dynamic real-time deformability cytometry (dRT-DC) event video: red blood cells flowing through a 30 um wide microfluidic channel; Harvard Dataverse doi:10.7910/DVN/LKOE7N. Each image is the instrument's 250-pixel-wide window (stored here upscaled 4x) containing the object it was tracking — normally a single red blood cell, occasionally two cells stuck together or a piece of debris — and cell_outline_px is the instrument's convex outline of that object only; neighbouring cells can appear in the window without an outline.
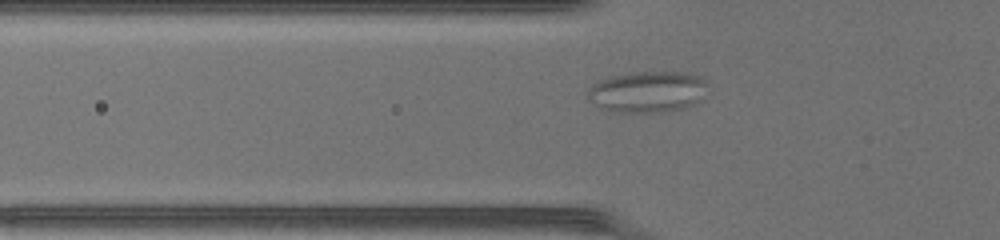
{"species": "common noctule bat (a hibernating species)", "species_latin": "Nyctalus noctula", "temperature_condition": "warm", "stored_images_in_passage": 37, "camera_frame_rate_fps": 3000, "um_per_image_px": 0.085, "animal": {"sex": "female", "body_mass_g": 17.0, "forearm_length_mm": 48.0}, "frame": {"image": 1, "passage_image": 10, "time_ms": 3.0, "image_size_px": [1000, 240], "cell_outline_px": [[704, 84], [700, 100], [696, 104], [684, 108], [664, 112], [616, 112], [600, 108], [588, 100], [588, 88], [596, 80], [608, 76], [628, 72], [688, 72], [700, 76], [704, 80]], "centroid_in_image_um": [54.96, 7.79], "position_along_channel_um": 70.8, "area_um2": 29.07}}
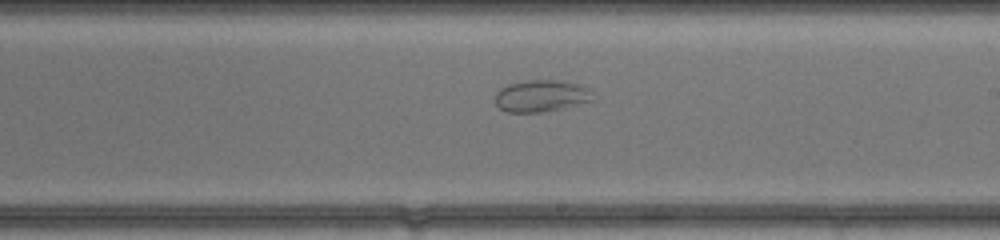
{"frame": {"image": 2, "passage_image": 22, "time_ms": 7.0, "image_size_px": [1000, 240], "cell_outline_px": [[592, 100], [560, 108], [540, 112], [504, 112], [496, 104], [496, 92], [500, 88], [508, 84], [528, 80], [564, 80], [580, 84], [588, 88]], "centroid_in_image_um": [45.95, 8.13], "position_along_channel_um": 243.0, "area_um2": 17.92}}
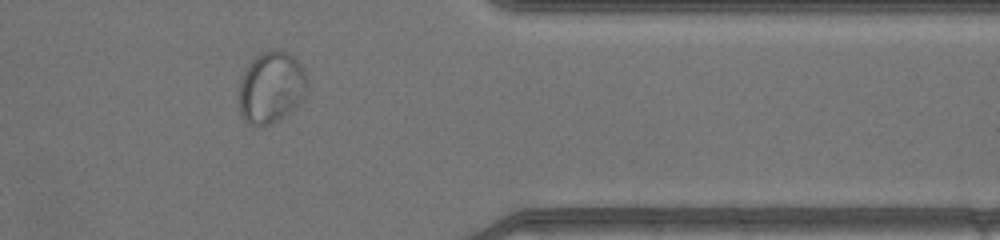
{"frame": {"image": 3, "passage_image": 33, "time_ms": 10.667, "image_size_px": [1000, 240], "cell_outline_px": [[308, 88], [304, 96], [288, 112], [276, 120], [268, 124], [248, 124], [244, 120], [240, 112], [240, 84], [244, 72], [252, 60], [260, 52], [272, 48], [288, 52], [304, 68], [308, 80]], "centroid_in_image_um": [23.07, 7.37], "position_along_channel_um": 388.3, "area_um2": 28.09}}